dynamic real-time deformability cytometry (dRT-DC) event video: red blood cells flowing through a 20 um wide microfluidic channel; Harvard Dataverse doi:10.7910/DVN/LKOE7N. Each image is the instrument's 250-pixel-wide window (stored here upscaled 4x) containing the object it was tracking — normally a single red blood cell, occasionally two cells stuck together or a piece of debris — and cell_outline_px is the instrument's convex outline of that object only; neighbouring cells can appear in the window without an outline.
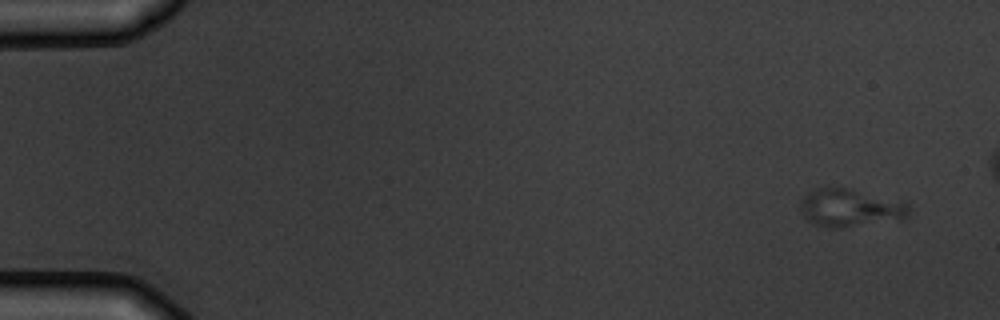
{"species": "common noctule bat (a hibernating species)", "species_latin": "Nyctalus noctula", "temperature_condition": "warm", "stored_images_in_passage": 5, "camera_frame_rate_fps": 3000, "um_per_image_px": 0.085, "animal": {"sex": "male", "body_mass_g": 19.5, "forearm_length_mm": 54.6}, "frame": {"image": 1, "passage_image": 1, "time_ms": 0.0, "image_size_px": [1000, 320], "cell_outline_px": [[912, 208], [908, 216], [836, 228], [832, 228], [816, 224], [808, 220], [804, 216], [800, 208], [800, 200], [804, 196], [820, 188], [852, 188], [908, 204]], "centroid_in_image_um": [72.21, 17.64], "position_along_channel_um": 12.8, "area_um2": 22.95}}